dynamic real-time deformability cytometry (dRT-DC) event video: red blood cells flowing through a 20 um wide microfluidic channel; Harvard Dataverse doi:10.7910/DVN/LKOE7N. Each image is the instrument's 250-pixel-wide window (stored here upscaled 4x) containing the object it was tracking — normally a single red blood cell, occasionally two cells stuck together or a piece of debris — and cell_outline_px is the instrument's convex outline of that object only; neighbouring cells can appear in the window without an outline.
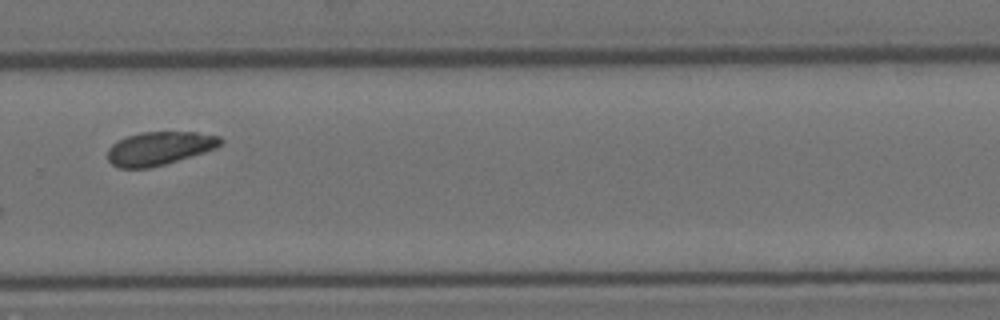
{"species": "Egyptian fruit bat (a non-hibernating species)", "species_latin": "Rousettus aegyptiacus", "temperature_condition": "room temperature", "stored_images_in_passage": 23, "camera_frame_rate_fps": 3000, "um_per_image_px": 0.085, "animal": {"sex": "female"}, "frame": {"image": 1, "passage_image": 16, "time_ms": 5.0, "image_size_px": [1000, 320], "cell_outline_px": [[224, 140], [216, 148], [204, 152], [164, 164], [148, 168], [120, 168], [112, 164], [108, 160], [108, 148], [112, 144], [128, 136], [140, 132], [196, 132], [220, 136]], "centroid_in_image_um": [13.55, 12.6], "position_along_channel_um": 316.3, "area_um2": 21.79}}